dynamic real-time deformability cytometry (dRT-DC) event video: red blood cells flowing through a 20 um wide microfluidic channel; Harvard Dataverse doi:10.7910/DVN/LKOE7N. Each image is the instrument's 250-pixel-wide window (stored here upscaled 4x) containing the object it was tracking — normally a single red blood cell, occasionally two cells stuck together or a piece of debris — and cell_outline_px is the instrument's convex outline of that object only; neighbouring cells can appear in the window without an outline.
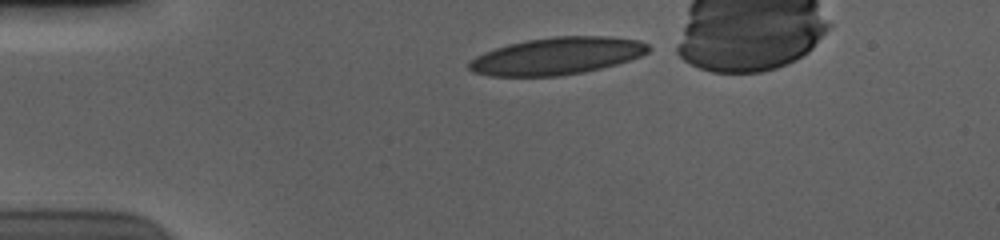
{"species": "human", "species_latin": "Homo sapiens", "temperature_condition": "cold", "stored_images_in_passage": 36, "camera_frame_rate_fps": 3000, "um_per_image_px": 0.085, "donor": {"sex": "male"}, "frame": {"image": 1, "passage_image": 1, "time_ms": 0.0, "image_size_px": [1000, 240], "cell_outline_px": [[652, 48], [648, 52], [640, 56], [616, 64], [584, 72], [560, 76], [488, 76], [472, 72], [468, 68], [468, 60], [484, 52], [508, 44], [528, 40], [556, 36], [608, 36], [640, 40], [648, 44]], "centroid_in_image_um": [47.33, 4.76], "position_along_channel_um": 37.7, "area_um2": 39.02}}
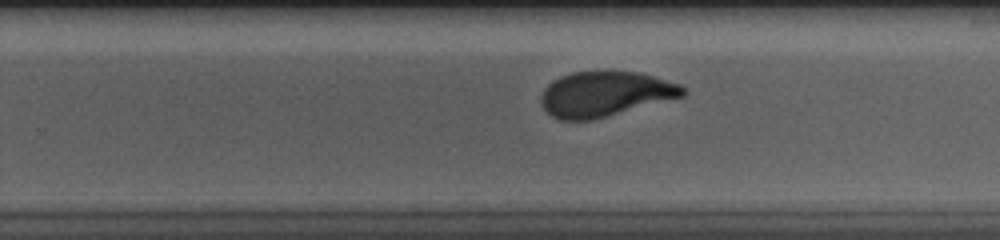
{"frame": {"image": 2, "passage_image": 24, "time_ms": 7.667, "image_size_px": [1000, 240], "cell_outline_px": [[688, 92], [684, 96], [588, 120], [560, 120], [552, 116], [540, 104], [540, 96], [544, 88], [552, 80], [560, 76], [572, 72], [640, 72], [680, 84]], "centroid_in_image_um": [51.4, 7.98], "position_along_channel_um": 278.4, "area_um2": 36.82}}
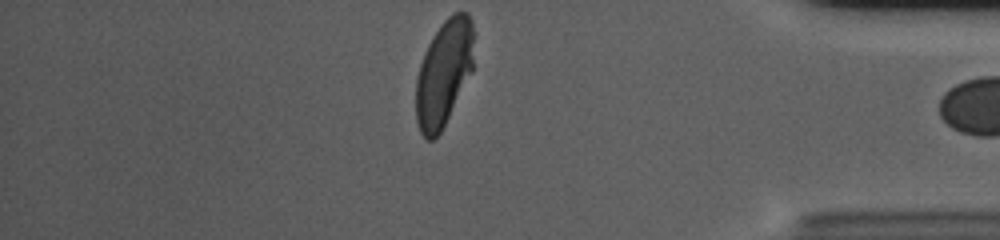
{"frame": {"image": 3, "passage_image": 36, "time_ms": 11.667, "image_size_px": [1000, 240], "cell_outline_px": [[472, 72], [440, 132], [432, 140], [428, 140], [420, 132], [416, 120], [416, 76], [424, 52], [432, 36], [440, 24], [452, 12], [468, 12], [472, 20]], "centroid_in_image_um": [37.7, 6.18], "position_along_channel_um": 397.5, "area_um2": 35.6}, "authors_computed_cell_mechanics": {"area_um2": 38.8127, "velocity_mm_per_s": 3.6931, "shape_relaxation_time_tau1_ms": 4.5079, "shape_relaxation_time_tau2_ms": 0.811, "deformation_change_tau1": 0.1887, "deformation_change_tau2": 0.0564}}